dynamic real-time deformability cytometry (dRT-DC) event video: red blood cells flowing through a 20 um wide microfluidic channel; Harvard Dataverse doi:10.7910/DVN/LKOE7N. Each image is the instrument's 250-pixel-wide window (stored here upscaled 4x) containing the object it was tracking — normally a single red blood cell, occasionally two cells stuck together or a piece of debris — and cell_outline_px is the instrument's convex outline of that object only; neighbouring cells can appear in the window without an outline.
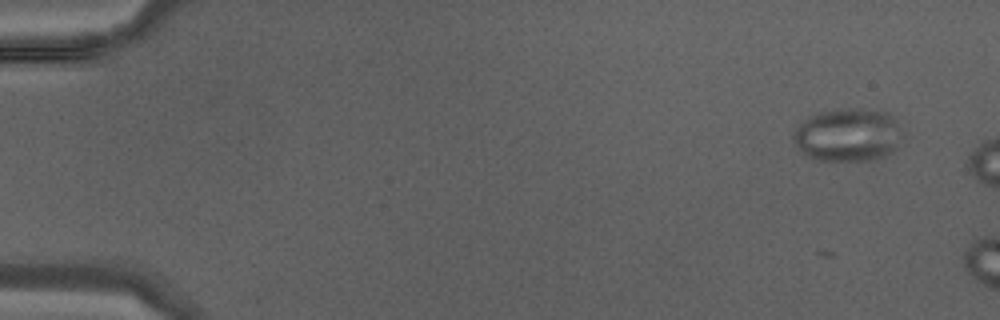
{"species": "Egyptian fruit bat (a non-hibernating species)", "species_latin": "Rousettus aegyptiacus", "temperature_condition": "warm", "stored_images_in_passage": 6, "camera_frame_rate_fps": 3000, "um_per_image_px": 0.085, "animal": {"sex": "male"}, "frame": {"image": 1, "passage_image": 2, "time_ms": 0.333, "image_size_px": [1000, 320], "cell_outline_px": [[904, 136], [896, 148], [892, 152], [884, 156], [868, 160], [816, 160], [800, 152], [792, 140], [792, 132], [804, 120], [820, 112], [852, 108], [860, 108], [888, 112], [896, 120]], "centroid_in_image_um": [72.08, 11.47], "position_along_channel_um": 12.9, "area_um2": 33.93}}